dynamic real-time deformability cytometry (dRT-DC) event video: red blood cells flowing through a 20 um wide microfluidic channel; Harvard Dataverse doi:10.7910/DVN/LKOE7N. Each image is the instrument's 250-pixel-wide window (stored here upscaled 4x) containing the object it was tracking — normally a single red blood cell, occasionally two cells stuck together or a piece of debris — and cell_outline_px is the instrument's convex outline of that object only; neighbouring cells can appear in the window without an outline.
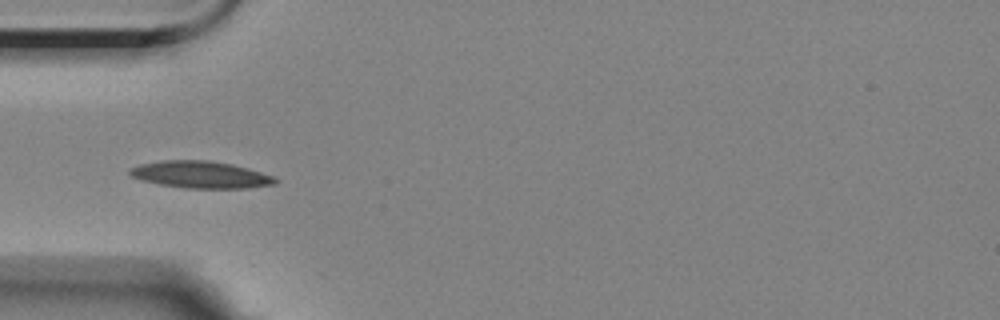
{"species": "Egyptian fruit bat (a non-hibernating species)", "species_latin": "Rousettus aegyptiacus", "temperature_condition": "room temperature", "stored_images_in_passage": 5, "camera_frame_rate_fps": 3000, "um_per_image_px": 0.085, "animal": {"sex": "female"}, "frame": {"image": 1, "passage_image": 3, "time_ms": 2.0, "image_size_px": [1000, 320], "cell_outline_px": [[280, 180], [276, 184], [248, 188], [184, 188], [160, 184], [144, 180], [132, 176], [128, 172], [128, 168], [140, 164], [164, 160], [208, 160], [232, 164], [248, 168], [276, 176]], "centroid_in_image_um": [17.11, 14.84], "position_along_channel_um": 67.9, "area_um2": 23.0}}
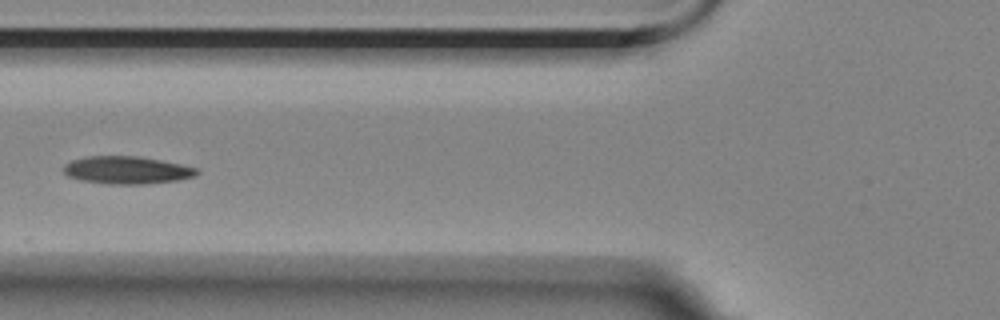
{"frame": {"image": 2, "passage_image": 4, "time_ms": 3.333, "image_size_px": [1000, 320], "cell_outline_px": [[200, 172], [196, 176], [180, 180], [144, 184], [108, 184], [80, 180], [68, 176], [64, 172], [64, 164], [72, 160], [88, 156], [136, 156], [160, 160], [180, 164], [196, 168]], "centroid_in_image_um": [10.79, 14.46], "position_along_channel_um": 115.0, "area_um2": 21.44}}
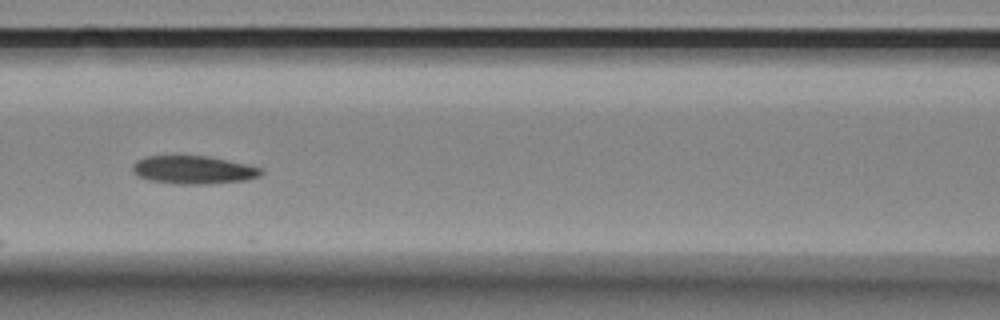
{"frame": {"image": 3, "passage_image": 5, "time_ms": 4.333, "image_size_px": [1000, 320], "cell_outline_px": [[264, 172], [260, 176], [244, 180], [204, 184], [176, 184], [148, 180], [132, 172], [132, 164], [136, 160], [148, 156], [208, 156], [244, 164], [260, 168]], "centroid_in_image_um": [16.39, 14.44], "position_along_channel_um": 150.2, "area_um2": 20.87}}